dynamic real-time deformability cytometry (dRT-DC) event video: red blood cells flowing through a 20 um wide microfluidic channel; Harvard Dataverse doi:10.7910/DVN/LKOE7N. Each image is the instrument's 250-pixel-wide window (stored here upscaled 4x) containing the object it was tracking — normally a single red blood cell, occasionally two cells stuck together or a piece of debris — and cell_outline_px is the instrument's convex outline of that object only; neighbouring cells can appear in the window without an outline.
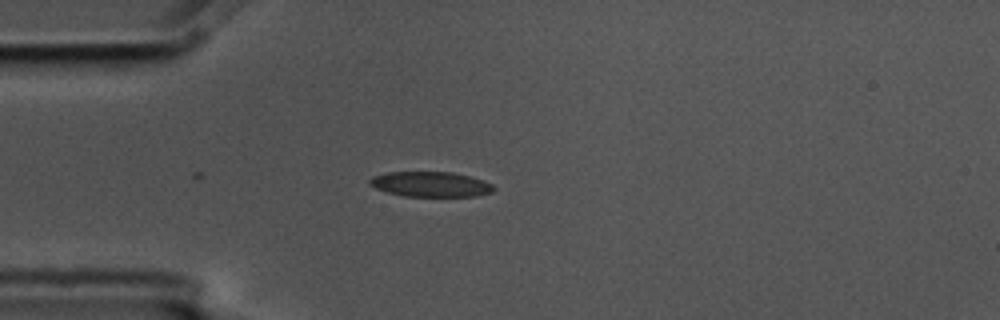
{"species": "common noctule bat (a hibernating species)", "species_latin": "Nyctalus noctula", "temperature_condition": "cold", "stored_images_in_passage": 3, "camera_frame_rate_fps": 3000, "um_per_image_px": 0.085, "animal": {"sex": "male", "body_mass_g": 17.5, "forearm_length_mm": 52.3}, "frame": {"image": 1, "passage_image": 3, "time_ms": 0.667, "image_size_px": [1000, 320], "cell_outline_px": [[496, 188], [492, 192], [476, 196], [404, 196], [388, 192], [376, 188], [368, 184], [368, 180], [372, 176], [388, 172], [452, 172], [484, 180], [492, 184]], "centroid_in_image_um": [36.6, 15.66], "position_along_channel_um": 48.4, "area_um2": 18.15}}